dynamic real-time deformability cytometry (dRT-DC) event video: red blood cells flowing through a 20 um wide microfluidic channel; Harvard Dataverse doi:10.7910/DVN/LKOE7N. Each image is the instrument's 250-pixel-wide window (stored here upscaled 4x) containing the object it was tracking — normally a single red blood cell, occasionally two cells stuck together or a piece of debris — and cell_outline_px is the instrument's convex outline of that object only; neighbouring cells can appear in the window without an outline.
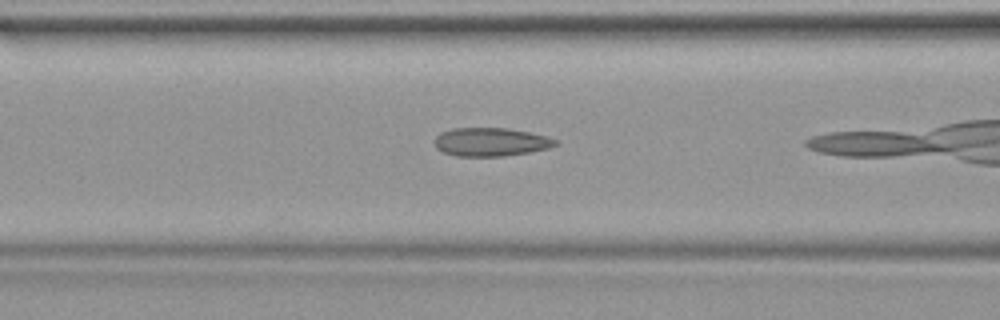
{"species": "common noctule bat (a hibernating species)", "species_latin": "Nyctalus noctula", "temperature_condition": "warm", "stored_images_in_passage": 20, "camera_frame_rate_fps": 3000, "um_per_image_px": 0.085, "animal": {"sex": "female", "body_mass_g": 19.9}, "frame": {"image": 1, "passage_image": 4, "time_ms": 1.0, "image_size_px": [1000, 320], "cell_outline_px": [[560, 144], [548, 148], [528, 152], [504, 156], [456, 156], [444, 152], [436, 148], [432, 140], [440, 132], [452, 128], [508, 128], [548, 136], [560, 140]], "centroid_in_image_um": [41.72, 12.06], "position_along_channel_um": 124.9, "area_um2": 20.29}}
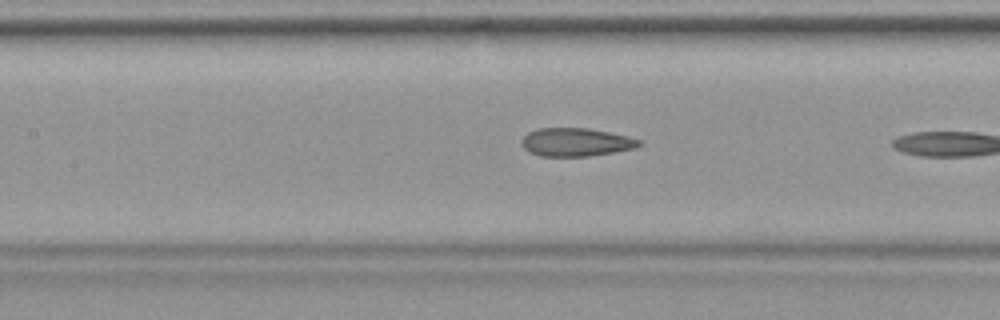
{"frame": {"image": 2, "passage_image": 6, "time_ms": 1.667, "image_size_px": [1000, 320], "cell_outline_px": [[644, 144], [636, 148], [588, 156], [540, 156], [528, 152], [520, 144], [520, 140], [528, 132], [536, 128], [588, 128], [628, 136], [644, 140]], "centroid_in_image_um": [48.96, 12.08], "position_along_channel_um": 158.4, "area_um2": 19.59}}